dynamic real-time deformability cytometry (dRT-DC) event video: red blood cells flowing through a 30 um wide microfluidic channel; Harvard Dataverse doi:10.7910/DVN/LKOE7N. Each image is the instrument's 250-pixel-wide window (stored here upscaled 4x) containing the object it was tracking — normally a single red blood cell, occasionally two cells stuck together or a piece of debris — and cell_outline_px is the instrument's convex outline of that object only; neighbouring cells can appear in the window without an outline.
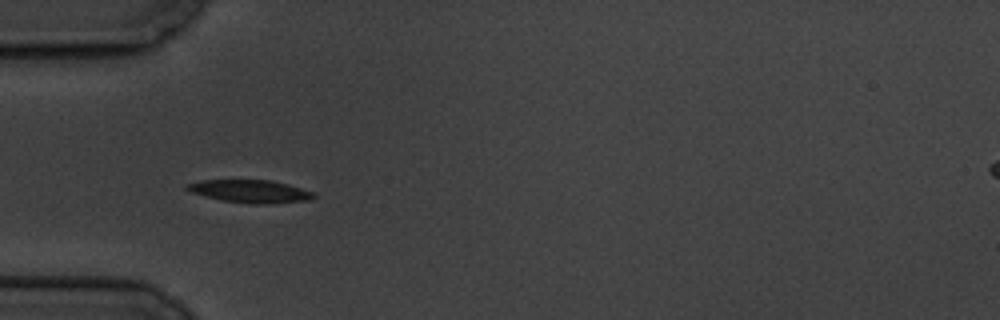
{"species": "common noctule bat (a hibernating species)", "species_latin": "Nyctalus noctula", "temperature_condition": "cold", "stored_images_in_passage": 7, "segment_of_instrument_passage": [2, 2], "camera_frame_rate_fps": 3000, "um_per_image_px": 0.085, "animal": {"sex": "male", "body_mass_g": 19.5, "forearm_length_mm": 54.6}, "frame": {"image": 1, "passage_image": 6, "time_ms": 6.0, "image_size_px": [1000, 320], "cell_outline_px": [[316, 196], [308, 200], [268, 204], [256, 204], [220, 200], [204, 196], [192, 192], [184, 188], [184, 184], [200, 180], [272, 180], [288, 184], [312, 192]], "centroid_in_image_um": [21.21, 16.25], "position_along_channel_um": 63.8, "area_um2": 16.82}}
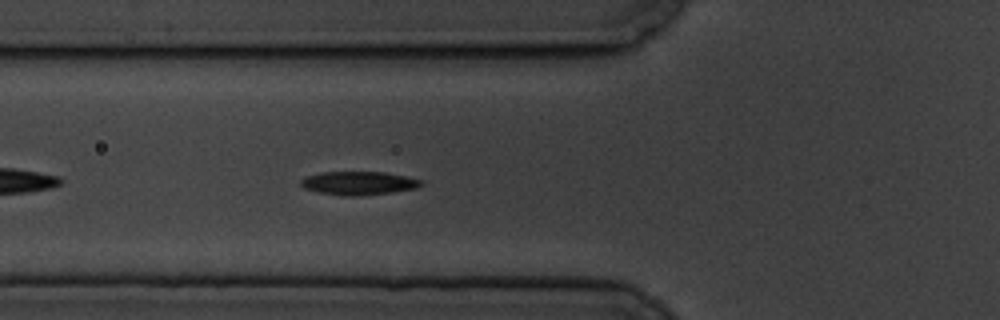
{"frame": {"image": 2, "passage_image": 7, "time_ms": 7.0, "image_size_px": [1000, 320], "cell_outline_px": [[424, 184], [416, 188], [392, 192], [356, 196], [344, 196], [320, 192], [304, 188], [300, 184], [300, 180], [304, 176], [320, 172], [384, 172], [424, 180]], "centroid_in_image_um": [30.47, 15.56], "position_along_channel_um": 95.3, "area_um2": 16.47}}